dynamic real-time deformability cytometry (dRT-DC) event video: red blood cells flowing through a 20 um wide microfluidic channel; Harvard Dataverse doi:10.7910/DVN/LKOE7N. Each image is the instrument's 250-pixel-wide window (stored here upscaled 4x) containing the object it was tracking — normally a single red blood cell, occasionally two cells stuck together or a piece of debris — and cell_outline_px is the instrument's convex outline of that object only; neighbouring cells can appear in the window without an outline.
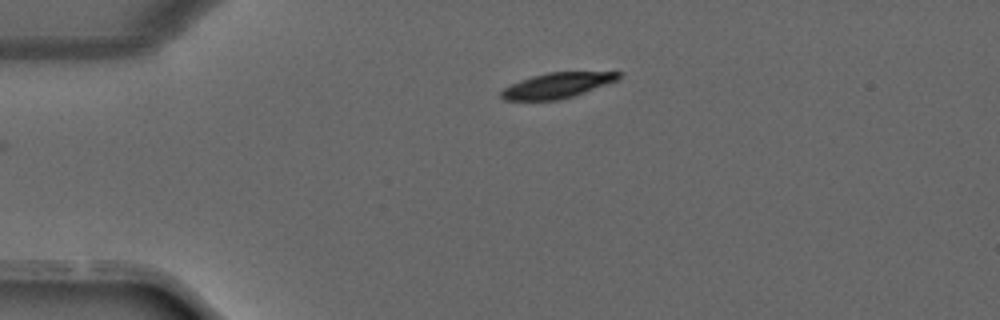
{"species": "common noctule bat (a hibernating species)", "species_latin": "Nyctalus noctula", "temperature_condition": "warm", "stored_images_in_passage": 21, "camera_frame_rate_fps": 3000, "um_per_image_px": 0.085, "animal": {"sex": "male", "forearm_length_mm": 52.5}, "frame": {"image": 1, "passage_image": 1, "time_ms": 0.0, "image_size_px": [1000, 320], "cell_outline_px": [[624, 72], [616, 80], [584, 92], [560, 100], [504, 100], [500, 96], [500, 92], [504, 88], [520, 80], [532, 76], [548, 72]], "centroid_in_image_um": [47.32, 7.26], "position_along_channel_um": 37.7, "area_um2": 17.05}}
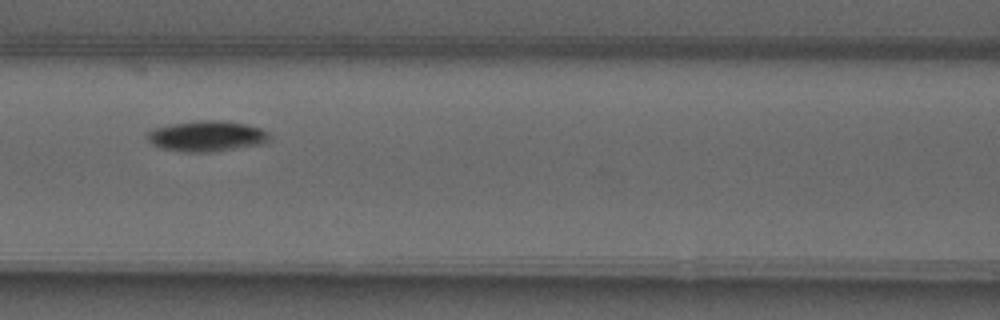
{"frame": {"image": 2, "passage_image": 10, "time_ms": 3.0, "image_size_px": [1000, 320], "cell_outline_px": [[268, 140], [264, 144], [212, 152], [184, 152], [160, 148], [152, 144], [148, 140], [148, 132], [156, 128], [172, 124], [208, 120], [212, 120], [244, 124], [260, 128], [268, 132]], "centroid_in_image_um": [17.58, 11.6], "position_along_channel_um": 149.0, "area_um2": 21.44}}
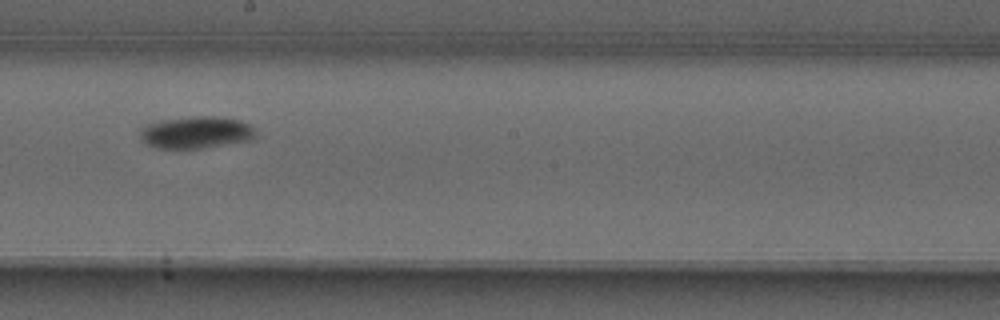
{"frame": {"image": 3, "passage_image": 15, "time_ms": 4.667, "image_size_px": [1000, 320], "cell_outline_px": [[252, 136], [248, 140], [200, 148], [156, 148], [148, 144], [140, 136], [140, 128], [148, 124], [168, 120], [196, 116], [216, 116], [240, 120], [248, 124], [252, 128]], "centroid_in_image_um": [16.62, 11.25], "position_along_channel_um": 231.6, "area_um2": 20.81}}